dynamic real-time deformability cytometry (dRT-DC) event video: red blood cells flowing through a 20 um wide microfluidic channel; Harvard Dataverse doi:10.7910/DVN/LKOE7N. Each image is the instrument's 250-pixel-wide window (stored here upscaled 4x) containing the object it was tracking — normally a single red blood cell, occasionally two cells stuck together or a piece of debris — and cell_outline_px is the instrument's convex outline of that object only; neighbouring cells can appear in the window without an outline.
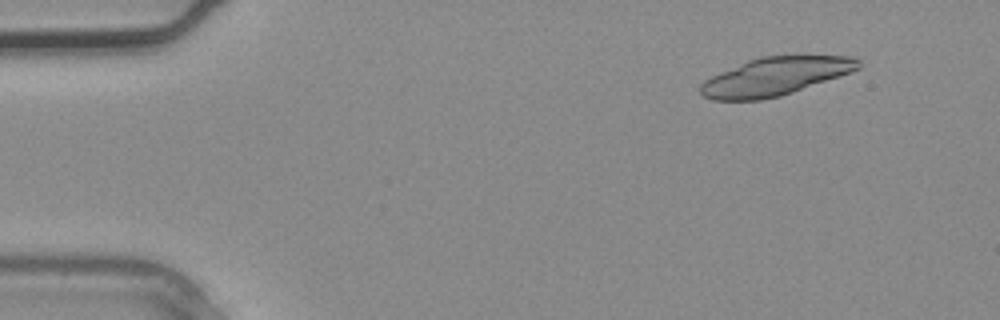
{"species": "common noctule bat (a hibernating species)", "species_latin": "Nyctalus noctula", "temperature_condition": "warm", "stored_images_in_passage": 3, "camera_frame_rate_fps": 3000, "um_per_image_px": 0.085, "animal": {"sex": "male", "body_mass_g": 20.4}, "frame": {"image": 1, "passage_image": 1, "time_ms": 0.0, "image_size_px": [1000, 320], "cell_outline_px": [[860, 68], [852, 72], [780, 96], [760, 100], [712, 100], [704, 96], [700, 92], [700, 84], [704, 80], [720, 72], [748, 60], [764, 56], [852, 56], [860, 60]], "centroid_in_image_um": [65.89, 6.5], "position_along_channel_um": 19.1, "area_um2": 34.8}}